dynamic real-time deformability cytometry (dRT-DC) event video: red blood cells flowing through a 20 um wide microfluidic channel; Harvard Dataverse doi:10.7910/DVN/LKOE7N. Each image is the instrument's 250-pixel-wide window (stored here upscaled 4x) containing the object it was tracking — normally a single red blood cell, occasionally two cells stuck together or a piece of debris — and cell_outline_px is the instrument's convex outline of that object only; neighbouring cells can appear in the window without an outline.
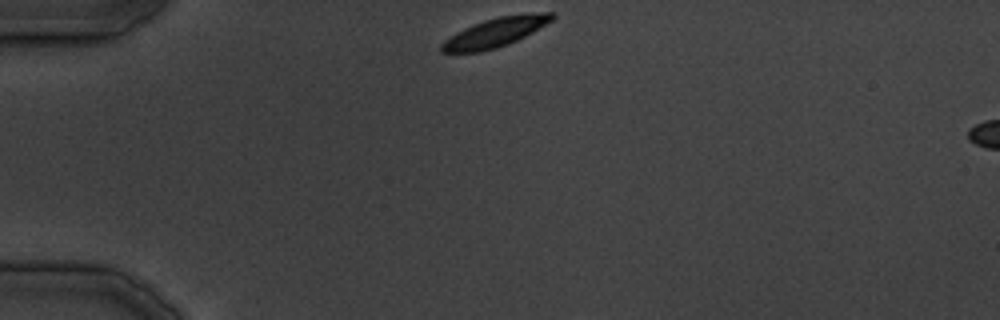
{"species": "common noctule bat (a hibernating species)", "species_latin": "Nyctalus noctula", "temperature_condition": "cold", "stored_images_in_passage": 4, "camera_frame_rate_fps": 3000, "um_per_image_px": 0.085, "animal": {"sex": "male", "body_mass_g": 19.5, "forearm_length_mm": 54.6}, "frame": {"image": 1, "passage_image": 1, "time_ms": 0.0, "image_size_px": [1000, 320], "cell_outline_px": [[556, 16], [552, 20], [532, 32], [508, 44], [496, 48], [480, 52], [440, 52], [440, 44], [444, 40], [456, 32], [464, 28], [484, 20], [500, 16], [528, 12], [552, 12]], "centroid_in_image_um": [42.09, 2.74], "position_along_channel_um": 42.9, "area_um2": 18.73}}